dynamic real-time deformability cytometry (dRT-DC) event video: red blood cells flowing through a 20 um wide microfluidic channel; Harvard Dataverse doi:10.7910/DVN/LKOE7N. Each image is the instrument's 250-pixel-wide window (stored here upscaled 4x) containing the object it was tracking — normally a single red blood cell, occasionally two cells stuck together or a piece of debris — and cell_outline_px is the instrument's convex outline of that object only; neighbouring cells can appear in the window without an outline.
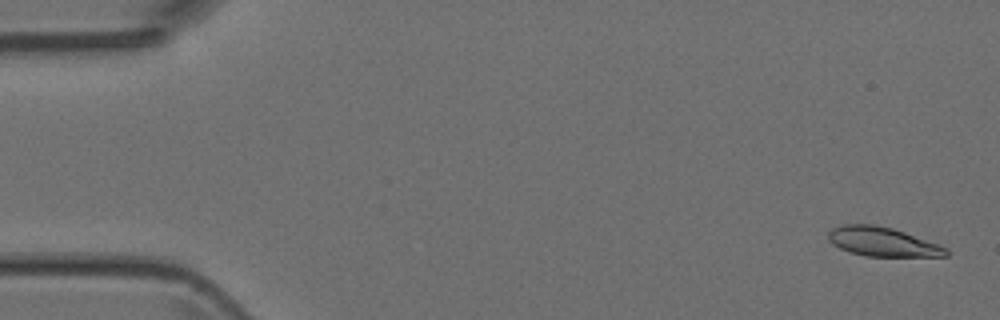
{"species": "Egyptian fruit bat (a non-hibernating species)", "species_latin": "Rousettus aegyptiacus", "temperature_condition": "room temperature", "stored_images_in_passage": 4, "camera_frame_rate_fps": 3000, "um_per_image_px": 0.085, "animal": {"sex": "female"}, "frame": {"image": 1, "passage_image": 1, "time_ms": 0.0, "image_size_px": [1000, 320], "cell_outline_px": [[948, 256], [864, 256], [848, 252], [832, 244], [828, 240], [828, 232], [832, 228], [844, 224], [872, 224], [892, 228], [940, 244], [948, 248]], "centroid_in_image_um": [75.0, 20.55], "position_along_channel_um": 10.0, "area_um2": 20.11}}